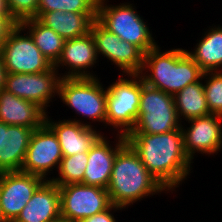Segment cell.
Wrapping results in <instances>:
<instances>
[{"label":"cell","instance_id":"1","mask_svg":"<svg viewBox=\"0 0 222 222\" xmlns=\"http://www.w3.org/2000/svg\"><path fill=\"white\" fill-rule=\"evenodd\" d=\"M125 137L167 191H173L189 175L192 162L184 151L182 127L163 134L128 133Z\"/></svg>","mask_w":222,"mask_h":222},{"label":"cell","instance_id":"2","mask_svg":"<svg viewBox=\"0 0 222 222\" xmlns=\"http://www.w3.org/2000/svg\"><path fill=\"white\" fill-rule=\"evenodd\" d=\"M160 51L156 45L144 54L140 76L146 85L174 96L188 84L202 81L204 71L187 54V50ZM146 68L151 74L145 71Z\"/></svg>","mask_w":222,"mask_h":222},{"label":"cell","instance_id":"3","mask_svg":"<svg viewBox=\"0 0 222 222\" xmlns=\"http://www.w3.org/2000/svg\"><path fill=\"white\" fill-rule=\"evenodd\" d=\"M107 191L113 205L126 208L145 196L167 190L126 143L116 154Z\"/></svg>","mask_w":222,"mask_h":222},{"label":"cell","instance_id":"4","mask_svg":"<svg viewBox=\"0 0 222 222\" xmlns=\"http://www.w3.org/2000/svg\"><path fill=\"white\" fill-rule=\"evenodd\" d=\"M172 95L146 85L141 77L140 106L129 133L163 134L181 128Z\"/></svg>","mask_w":222,"mask_h":222},{"label":"cell","instance_id":"5","mask_svg":"<svg viewBox=\"0 0 222 222\" xmlns=\"http://www.w3.org/2000/svg\"><path fill=\"white\" fill-rule=\"evenodd\" d=\"M106 0H98L97 20L123 41L137 46L144 54L154 48V41L148 26L137 14L132 4L107 5Z\"/></svg>","mask_w":222,"mask_h":222},{"label":"cell","instance_id":"6","mask_svg":"<svg viewBox=\"0 0 222 222\" xmlns=\"http://www.w3.org/2000/svg\"><path fill=\"white\" fill-rule=\"evenodd\" d=\"M127 75L106 88V124L120 128L118 133L124 136L136 125L141 94L140 74Z\"/></svg>","mask_w":222,"mask_h":222},{"label":"cell","instance_id":"7","mask_svg":"<svg viewBox=\"0 0 222 222\" xmlns=\"http://www.w3.org/2000/svg\"><path fill=\"white\" fill-rule=\"evenodd\" d=\"M106 94L96 77L61 78L58 96L77 114L106 124Z\"/></svg>","mask_w":222,"mask_h":222},{"label":"cell","instance_id":"8","mask_svg":"<svg viewBox=\"0 0 222 222\" xmlns=\"http://www.w3.org/2000/svg\"><path fill=\"white\" fill-rule=\"evenodd\" d=\"M23 30L17 24L2 46L6 72L32 74L49 70L53 64L41 53L28 32L27 35H20Z\"/></svg>","mask_w":222,"mask_h":222},{"label":"cell","instance_id":"9","mask_svg":"<svg viewBox=\"0 0 222 222\" xmlns=\"http://www.w3.org/2000/svg\"><path fill=\"white\" fill-rule=\"evenodd\" d=\"M61 217L75 222L109 209L107 189L81 183L59 186Z\"/></svg>","mask_w":222,"mask_h":222},{"label":"cell","instance_id":"10","mask_svg":"<svg viewBox=\"0 0 222 222\" xmlns=\"http://www.w3.org/2000/svg\"><path fill=\"white\" fill-rule=\"evenodd\" d=\"M62 158L57 135L45 123L32 132L21 171L48 181L46 176L55 166L59 167Z\"/></svg>","mask_w":222,"mask_h":222},{"label":"cell","instance_id":"11","mask_svg":"<svg viewBox=\"0 0 222 222\" xmlns=\"http://www.w3.org/2000/svg\"><path fill=\"white\" fill-rule=\"evenodd\" d=\"M44 182L22 171L0 172V210L4 220L13 222Z\"/></svg>","mask_w":222,"mask_h":222},{"label":"cell","instance_id":"12","mask_svg":"<svg viewBox=\"0 0 222 222\" xmlns=\"http://www.w3.org/2000/svg\"><path fill=\"white\" fill-rule=\"evenodd\" d=\"M57 72L52 66L42 73H7L4 89L19 98L38 104L46 111L51 98L58 94L61 74Z\"/></svg>","mask_w":222,"mask_h":222},{"label":"cell","instance_id":"13","mask_svg":"<svg viewBox=\"0 0 222 222\" xmlns=\"http://www.w3.org/2000/svg\"><path fill=\"white\" fill-rule=\"evenodd\" d=\"M190 127L183 129L184 151L192 161L194 154L218 153L222 148V116L210 114L187 120Z\"/></svg>","mask_w":222,"mask_h":222},{"label":"cell","instance_id":"14","mask_svg":"<svg viewBox=\"0 0 222 222\" xmlns=\"http://www.w3.org/2000/svg\"><path fill=\"white\" fill-rule=\"evenodd\" d=\"M117 136L119 137L116 138L118 141H116L114 148L109 145V141L103 134L91 146L88 151V162L81 184L107 189L116 154L127 143L124 135L117 134Z\"/></svg>","mask_w":222,"mask_h":222},{"label":"cell","instance_id":"15","mask_svg":"<svg viewBox=\"0 0 222 222\" xmlns=\"http://www.w3.org/2000/svg\"><path fill=\"white\" fill-rule=\"evenodd\" d=\"M98 55L91 33L82 37L66 40L61 55L53 65L57 70L60 65L68 66L69 71L61 78L95 77L89 68L96 64Z\"/></svg>","mask_w":222,"mask_h":222},{"label":"cell","instance_id":"16","mask_svg":"<svg viewBox=\"0 0 222 222\" xmlns=\"http://www.w3.org/2000/svg\"><path fill=\"white\" fill-rule=\"evenodd\" d=\"M46 124L57 135L63 156H73L88 152L95 141L102 135L93 129V125L80 120H60L53 122L46 115Z\"/></svg>","mask_w":222,"mask_h":222},{"label":"cell","instance_id":"17","mask_svg":"<svg viewBox=\"0 0 222 222\" xmlns=\"http://www.w3.org/2000/svg\"><path fill=\"white\" fill-rule=\"evenodd\" d=\"M47 112L38 104L0 91V121L7 125L37 129L46 123Z\"/></svg>","mask_w":222,"mask_h":222},{"label":"cell","instance_id":"18","mask_svg":"<svg viewBox=\"0 0 222 222\" xmlns=\"http://www.w3.org/2000/svg\"><path fill=\"white\" fill-rule=\"evenodd\" d=\"M61 217L59 186L45 181L13 222H54Z\"/></svg>","mask_w":222,"mask_h":222},{"label":"cell","instance_id":"19","mask_svg":"<svg viewBox=\"0 0 222 222\" xmlns=\"http://www.w3.org/2000/svg\"><path fill=\"white\" fill-rule=\"evenodd\" d=\"M33 131L1 121L0 172L21 171Z\"/></svg>","mask_w":222,"mask_h":222},{"label":"cell","instance_id":"20","mask_svg":"<svg viewBox=\"0 0 222 222\" xmlns=\"http://www.w3.org/2000/svg\"><path fill=\"white\" fill-rule=\"evenodd\" d=\"M36 18L66 41L91 33V27L97 19V13L63 12L57 10L38 12Z\"/></svg>","mask_w":222,"mask_h":222},{"label":"cell","instance_id":"21","mask_svg":"<svg viewBox=\"0 0 222 222\" xmlns=\"http://www.w3.org/2000/svg\"><path fill=\"white\" fill-rule=\"evenodd\" d=\"M187 54L206 71H219L222 68V27H213L205 32L193 52Z\"/></svg>","mask_w":222,"mask_h":222},{"label":"cell","instance_id":"22","mask_svg":"<svg viewBox=\"0 0 222 222\" xmlns=\"http://www.w3.org/2000/svg\"><path fill=\"white\" fill-rule=\"evenodd\" d=\"M32 37L41 53L54 65L59 59L65 40L37 18H29L19 23ZM29 27V28H28ZM26 29V30H25Z\"/></svg>","mask_w":222,"mask_h":222},{"label":"cell","instance_id":"23","mask_svg":"<svg viewBox=\"0 0 222 222\" xmlns=\"http://www.w3.org/2000/svg\"><path fill=\"white\" fill-rule=\"evenodd\" d=\"M202 83L198 81L188 84L173 96L177 115L180 120L184 118L187 121L210 115Z\"/></svg>","mask_w":222,"mask_h":222},{"label":"cell","instance_id":"24","mask_svg":"<svg viewBox=\"0 0 222 222\" xmlns=\"http://www.w3.org/2000/svg\"><path fill=\"white\" fill-rule=\"evenodd\" d=\"M88 162V152L63 156L58 167L59 176L49 178L57 186L82 183Z\"/></svg>","mask_w":222,"mask_h":222},{"label":"cell","instance_id":"25","mask_svg":"<svg viewBox=\"0 0 222 222\" xmlns=\"http://www.w3.org/2000/svg\"><path fill=\"white\" fill-rule=\"evenodd\" d=\"M144 53L135 45L117 40L116 54L110 60L124 74H140L143 67Z\"/></svg>","mask_w":222,"mask_h":222},{"label":"cell","instance_id":"26","mask_svg":"<svg viewBox=\"0 0 222 222\" xmlns=\"http://www.w3.org/2000/svg\"><path fill=\"white\" fill-rule=\"evenodd\" d=\"M202 78L208 79L203 86L210 114L222 116V69L206 71Z\"/></svg>","mask_w":222,"mask_h":222},{"label":"cell","instance_id":"27","mask_svg":"<svg viewBox=\"0 0 222 222\" xmlns=\"http://www.w3.org/2000/svg\"><path fill=\"white\" fill-rule=\"evenodd\" d=\"M98 0H39L38 12L97 13Z\"/></svg>","mask_w":222,"mask_h":222},{"label":"cell","instance_id":"28","mask_svg":"<svg viewBox=\"0 0 222 222\" xmlns=\"http://www.w3.org/2000/svg\"><path fill=\"white\" fill-rule=\"evenodd\" d=\"M91 34L95 40L97 55L101 54L111 60L116 54L119 37L106 29L97 19L91 27Z\"/></svg>","mask_w":222,"mask_h":222},{"label":"cell","instance_id":"29","mask_svg":"<svg viewBox=\"0 0 222 222\" xmlns=\"http://www.w3.org/2000/svg\"><path fill=\"white\" fill-rule=\"evenodd\" d=\"M10 16L19 24L21 21L36 18L39 0H6Z\"/></svg>","mask_w":222,"mask_h":222},{"label":"cell","instance_id":"30","mask_svg":"<svg viewBox=\"0 0 222 222\" xmlns=\"http://www.w3.org/2000/svg\"><path fill=\"white\" fill-rule=\"evenodd\" d=\"M18 23L11 16H0V51L8 34Z\"/></svg>","mask_w":222,"mask_h":222},{"label":"cell","instance_id":"31","mask_svg":"<svg viewBox=\"0 0 222 222\" xmlns=\"http://www.w3.org/2000/svg\"><path fill=\"white\" fill-rule=\"evenodd\" d=\"M111 209L115 212V209L117 211L119 209L122 210L124 208L112 205L109 209L101 213L95 214L91 217L85 218L81 222H117L114 218V215L110 213L112 211Z\"/></svg>","mask_w":222,"mask_h":222},{"label":"cell","instance_id":"32","mask_svg":"<svg viewBox=\"0 0 222 222\" xmlns=\"http://www.w3.org/2000/svg\"><path fill=\"white\" fill-rule=\"evenodd\" d=\"M6 69L4 67L3 56L0 51V91L5 88Z\"/></svg>","mask_w":222,"mask_h":222},{"label":"cell","instance_id":"33","mask_svg":"<svg viewBox=\"0 0 222 222\" xmlns=\"http://www.w3.org/2000/svg\"><path fill=\"white\" fill-rule=\"evenodd\" d=\"M0 16H10L6 0H0Z\"/></svg>","mask_w":222,"mask_h":222},{"label":"cell","instance_id":"34","mask_svg":"<svg viewBox=\"0 0 222 222\" xmlns=\"http://www.w3.org/2000/svg\"><path fill=\"white\" fill-rule=\"evenodd\" d=\"M54 222H75V221L60 217V218L56 219Z\"/></svg>","mask_w":222,"mask_h":222},{"label":"cell","instance_id":"35","mask_svg":"<svg viewBox=\"0 0 222 222\" xmlns=\"http://www.w3.org/2000/svg\"><path fill=\"white\" fill-rule=\"evenodd\" d=\"M0 222H6L1 214V210H0Z\"/></svg>","mask_w":222,"mask_h":222},{"label":"cell","instance_id":"36","mask_svg":"<svg viewBox=\"0 0 222 222\" xmlns=\"http://www.w3.org/2000/svg\"><path fill=\"white\" fill-rule=\"evenodd\" d=\"M0 142H1V121H0Z\"/></svg>","mask_w":222,"mask_h":222}]
</instances>
